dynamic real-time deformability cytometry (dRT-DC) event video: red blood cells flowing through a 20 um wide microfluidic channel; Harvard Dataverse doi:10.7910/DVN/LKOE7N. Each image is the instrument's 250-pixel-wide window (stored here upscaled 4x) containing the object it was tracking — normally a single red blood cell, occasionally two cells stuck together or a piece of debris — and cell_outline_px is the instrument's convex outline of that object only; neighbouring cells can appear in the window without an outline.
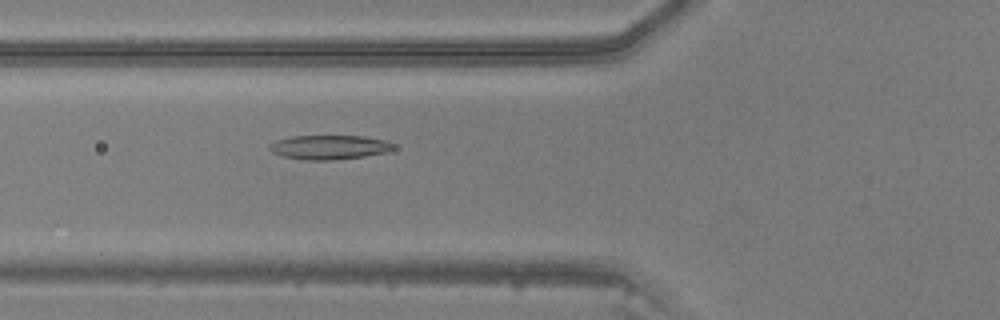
{"species": "common noctule bat (a hibernating species)", "species_latin": "Nyctalus noctula", "temperature_condition": "warm", "stored_images_in_passage": 45, "camera_frame_rate_fps": 3000, "um_per_image_px": 0.085, "animal": {"sex": "male", "body_mass_g": 20.5, "forearm_length_mm": 52.5}, "frame": {"image": 1, "passage_image": 16, "time_ms": 5.0, "image_size_px": [1000, 320], "cell_outline_px": [[396, 148], [384, 152], [364, 156], [332, 160], [308, 160], [284, 156], [272, 152], [268, 148], [268, 144], [276, 140], [292, 136], [364, 136], [388, 140], [396, 144]], "centroid_in_image_um": [28.01, 12.5], "position_along_channel_um": 97.8, "area_um2": 17.57}}
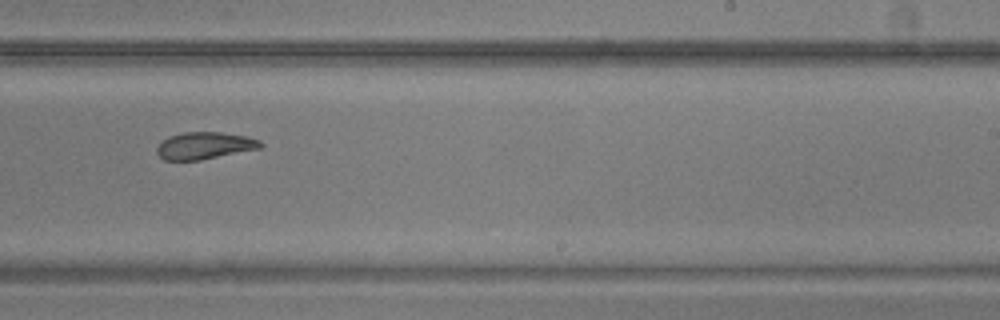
{"frame": {"image": 2, "passage_image": 28, "time_ms": 9.0, "image_size_px": [1000, 320], "cell_outline_px": [[264, 144], [260, 148], [200, 160], [164, 160], [156, 152], [156, 148], [168, 136], [184, 132], [220, 132], [248, 136], [260, 140]], "centroid_in_image_um": [17.4, 12.37], "position_along_channel_um": 271.6, "area_um2": 16.3}}
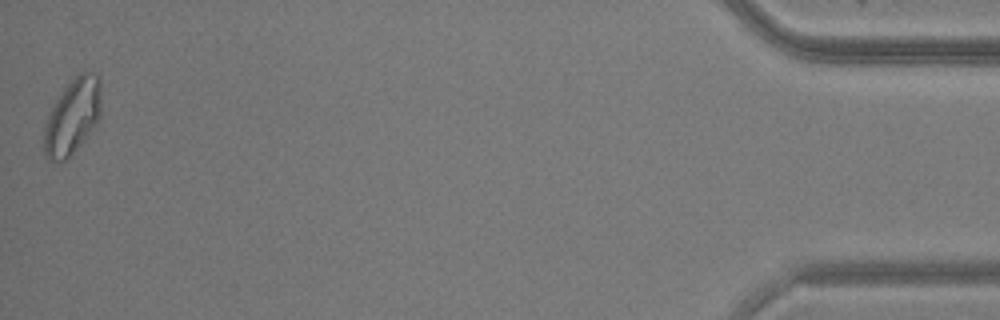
{"frame": {"image": 3, "passage_image": 45, "time_ms": 14.667, "image_size_px": [1000, 320], "cell_outline_px": [[100, 120], [84, 140], [64, 160], [48, 160], [44, 156], [44, 128], [48, 116], [56, 100], [64, 88], [80, 72], [92, 72], [100, 80]], "centroid_in_image_um": [6.17, 9.9], "position_along_channel_um": 429.0, "area_um2": 24.68}}